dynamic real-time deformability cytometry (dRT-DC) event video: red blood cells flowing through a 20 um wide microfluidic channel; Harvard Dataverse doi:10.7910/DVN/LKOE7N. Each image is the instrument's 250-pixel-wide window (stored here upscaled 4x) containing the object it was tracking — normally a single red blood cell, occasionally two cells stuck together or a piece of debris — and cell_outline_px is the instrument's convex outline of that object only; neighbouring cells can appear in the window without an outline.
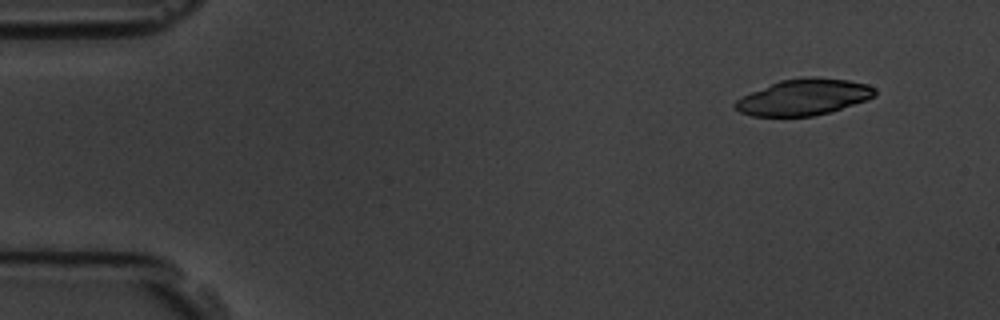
{"species": "common noctule bat (a hibernating species)", "species_latin": "Nyctalus noctula", "temperature_condition": "room temperature", "stored_images_in_passage": 5, "camera_frame_rate_fps": 3000, "um_per_image_px": 0.085, "animal": {"sex": "male", "body_mass_g": 19.5, "forearm_length_mm": 54.6}, "frame": {"image": 1, "passage_image": 5, "time_ms": 4.667, "image_size_px": [1000, 320], "cell_outline_px": [[876, 96], [868, 100], [828, 112], [812, 116], [752, 116], [740, 112], [732, 104], [736, 100], [752, 92], [780, 80], [804, 76], [816, 76], [848, 80], [868, 84], [876, 88]], "centroid_in_image_um": [68.36, 8.24], "position_along_channel_um": 16.6, "area_um2": 29.48}}